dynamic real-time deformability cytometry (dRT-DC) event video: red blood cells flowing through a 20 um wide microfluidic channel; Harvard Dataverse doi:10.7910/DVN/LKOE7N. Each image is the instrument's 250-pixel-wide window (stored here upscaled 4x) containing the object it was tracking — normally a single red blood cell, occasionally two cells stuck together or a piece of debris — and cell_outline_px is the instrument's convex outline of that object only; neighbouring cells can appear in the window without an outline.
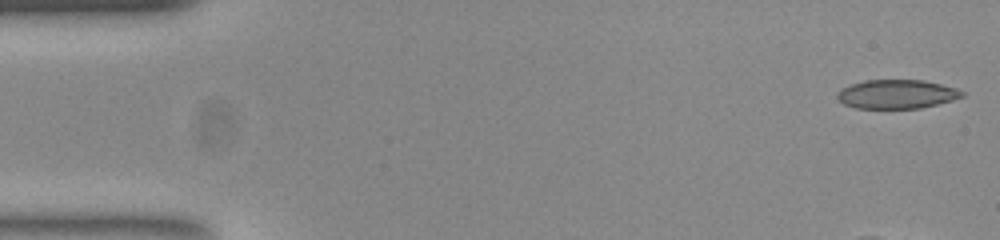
{"species": "common noctule bat (a hibernating species)", "species_latin": "Nyctalus noctula", "temperature_condition": "room temperature", "stored_images_in_passage": 50, "camera_frame_rate_fps": 3000, "um_per_image_px": 0.085, "animal": {"sex": "female", "body_mass_g": 23.0, "forearm_length_mm": 53.4}, "frame": {"image": 1, "passage_image": 1, "time_ms": 0.0, "image_size_px": [1000, 240], "cell_outline_px": [[964, 96], [952, 100], [920, 108], [856, 108], [844, 104], [836, 96], [836, 92], [852, 84], [864, 80], [924, 80], [956, 88], [964, 92]], "centroid_in_image_um": [76.22, 8.0], "position_along_channel_um": 8.8, "area_um2": 20.87}}
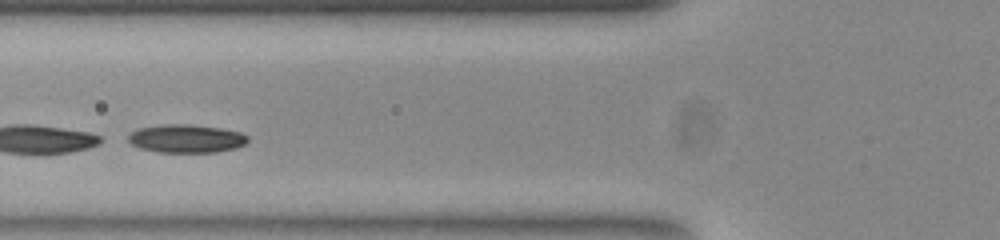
{"frame": {"image": 2, "passage_image": 21, "time_ms": 6.667, "image_size_px": [1000, 240], "cell_outline_px": [[248, 144], [236, 148], [216, 152], [160, 152], [140, 148], [132, 144], [128, 140], [128, 136], [136, 128], [168, 124], [188, 124], [220, 128], [240, 132], [248, 136]], "centroid_in_image_um": [15.86, 11.78], "position_along_channel_um": 109.9, "area_um2": 19.71}}
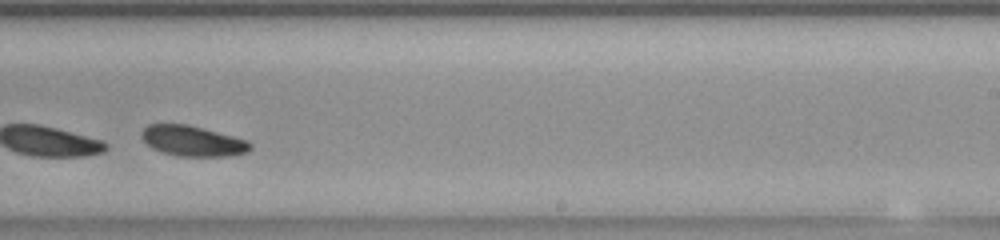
{"frame": {"image": 3, "passage_image": 34, "time_ms": 11.0, "image_size_px": [1000, 240], "cell_outline_px": [[252, 148], [248, 152], [228, 156], [176, 156], [152, 148], [140, 136], [140, 132], [148, 124], [184, 124], [248, 140], [252, 144]], "centroid_in_image_um": [16.37, 11.99], "position_along_channel_um": 272.6, "area_um2": 19.07}}